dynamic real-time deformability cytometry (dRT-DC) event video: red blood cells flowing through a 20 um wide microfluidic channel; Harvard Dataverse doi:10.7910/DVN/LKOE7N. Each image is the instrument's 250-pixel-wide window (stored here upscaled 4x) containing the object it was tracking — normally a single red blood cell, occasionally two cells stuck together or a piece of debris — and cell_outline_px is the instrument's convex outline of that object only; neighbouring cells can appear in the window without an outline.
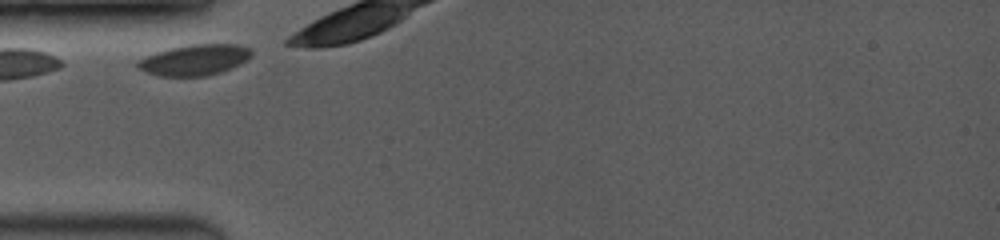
{"species": "common noctule bat (a hibernating species)", "species_latin": "Nyctalus noctula", "temperature_condition": "room temperature", "stored_images_in_passage": 26, "camera_frame_rate_fps": 3500, "um_per_image_px": 0.085, "animal": {"sex": "female", "body_mass_g": 19.0, "forearm_length_mm": 53.3}, "frame": {"image": 1, "passage_image": 1, "time_ms": 0.0, "image_size_px": [1000, 240], "cell_outline_px": [[252, 56], [240, 64], [220, 72], [204, 76], [160, 76], [144, 72], [136, 68], [136, 60], [156, 52], [172, 48], [192, 44], [236, 44], [252, 48]], "centroid_in_image_um": [16.52, 5.09], "position_along_channel_um": 68.5, "area_um2": 20.52}}